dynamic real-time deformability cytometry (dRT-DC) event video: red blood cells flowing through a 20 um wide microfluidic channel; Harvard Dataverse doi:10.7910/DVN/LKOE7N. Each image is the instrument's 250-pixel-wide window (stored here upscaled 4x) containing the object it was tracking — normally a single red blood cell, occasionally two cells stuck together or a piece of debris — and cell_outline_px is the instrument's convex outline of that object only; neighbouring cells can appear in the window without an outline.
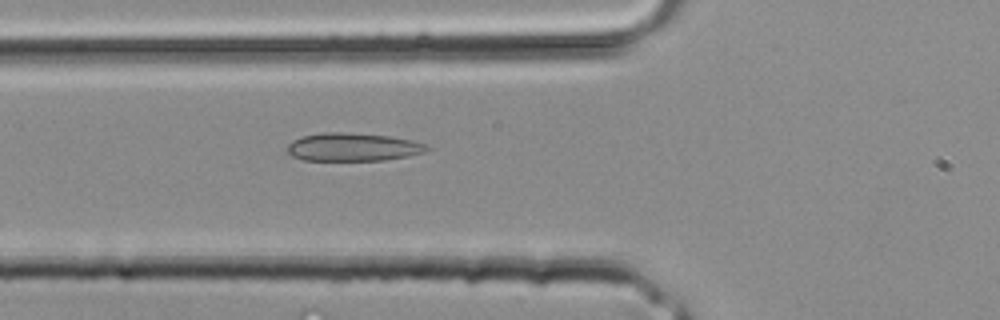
{"species": "common noctule bat (a hibernating species)", "species_latin": "Nyctalus noctula", "temperature_condition": "room temperature", "stored_images_in_passage": 12, "camera_frame_rate_fps": 3000, "um_per_image_px": 0.085, "animal": {"sex": "male", "body_mass_g": 20.4}, "frame": {"image": 1, "passage_image": 6, "time_ms": 1.667, "image_size_px": [1000, 320], "cell_outline_px": [[432, 148], [424, 152], [408, 156], [384, 160], [304, 160], [292, 156], [288, 152], [288, 144], [292, 140], [300, 136], [324, 132], [340, 132], [388, 136], [412, 140], [428, 144]], "centroid_in_image_um": [30.01, 12.49], "position_along_channel_um": 95.8, "area_um2": 22.89}}
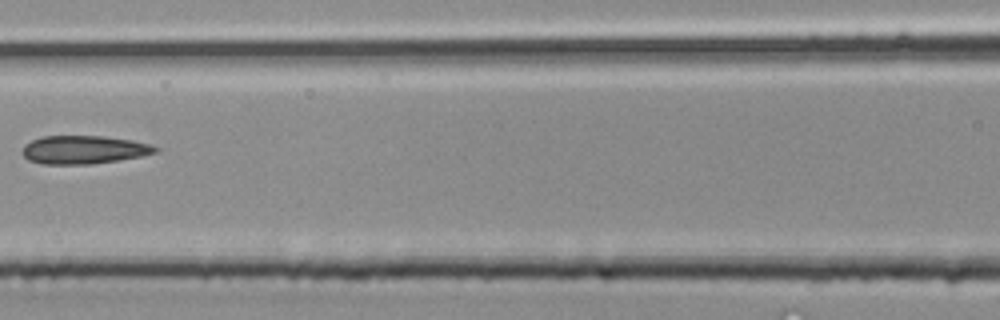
{"frame": {"image": 2, "passage_image": 9, "time_ms": 2.667, "image_size_px": [1000, 320], "cell_outline_px": [[160, 148], [156, 152], [144, 156], [92, 164], [44, 164], [28, 160], [20, 152], [24, 144], [32, 140], [44, 136], [104, 136], [132, 140], [152, 144]], "centroid_in_image_um": [7.14, 12.72], "position_along_channel_um": 159.5, "area_um2": 22.14}}
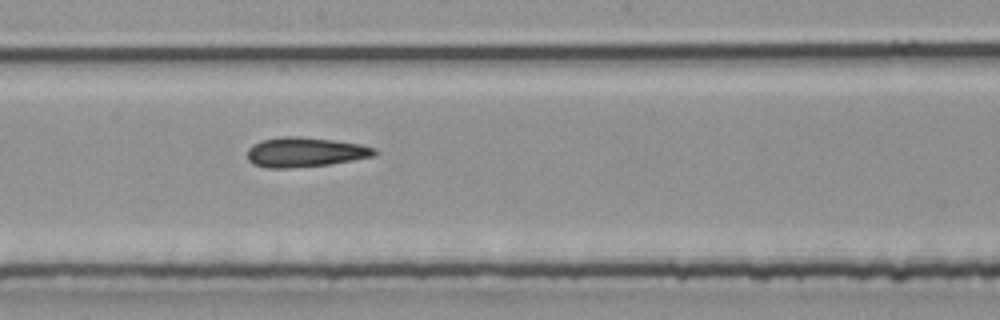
{"frame": {"image": 3, "passage_image": 12, "time_ms": 3.667, "image_size_px": [1000, 320], "cell_outline_px": [[380, 152], [376, 156], [328, 164], [288, 168], [268, 168], [252, 164], [248, 160], [248, 148], [252, 144], [260, 140], [284, 136], [300, 136], [332, 140], [360, 144], [376, 148]], "centroid_in_image_um": [25.93, 12.93], "position_along_channel_um": 222.3, "area_um2": 22.14}}